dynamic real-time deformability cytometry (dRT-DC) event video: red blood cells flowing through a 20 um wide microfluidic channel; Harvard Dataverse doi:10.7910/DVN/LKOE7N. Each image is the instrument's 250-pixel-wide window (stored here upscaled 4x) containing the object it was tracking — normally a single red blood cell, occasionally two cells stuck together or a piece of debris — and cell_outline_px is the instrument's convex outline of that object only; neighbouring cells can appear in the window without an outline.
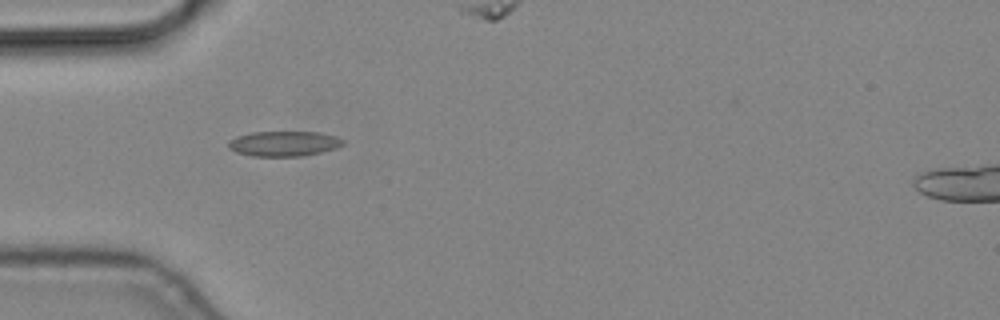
{"species": "common noctule bat (a hibernating species)", "species_latin": "Nyctalus noctula", "temperature_condition": "cold", "stored_images_in_passage": 4, "camera_frame_rate_fps": 3000, "um_per_image_px": 0.085, "animal": {"sex": "male", "body_mass_g": 19.2, "forearm_length_mm": 51.8}, "frame": {"image": 1, "passage_image": 2, "time_ms": 0.333, "image_size_px": [1000, 320], "cell_outline_px": [[344, 144], [336, 148], [320, 152], [300, 156], [252, 156], [236, 152], [228, 148], [228, 140], [236, 136], [252, 132], [320, 132], [336, 136], [344, 140]], "centroid_in_image_um": [24.11, 12.2], "position_along_channel_um": 60.9, "area_um2": 16.82}}
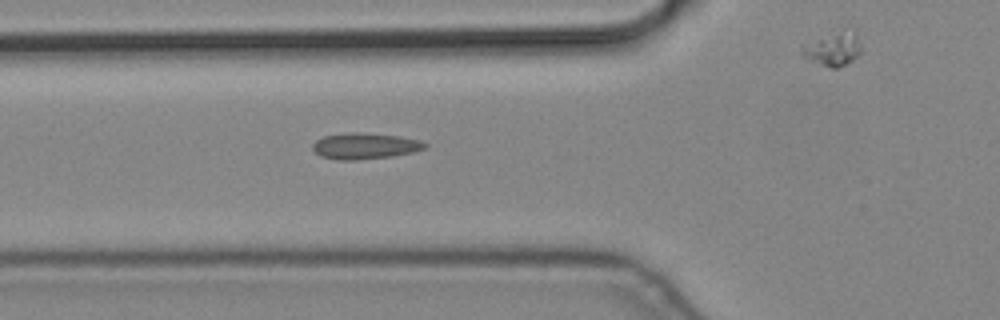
{"frame": {"image": 2, "passage_image": 3, "time_ms": 0.667, "image_size_px": [1000, 320], "cell_outline_px": [[428, 148], [412, 152], [392, 156], [356, 160], [336, 160], [320, 156], [312, 148], [312, 144], [316, 140], [324, 136], [352, 132], [360, 132], [400, 136], [420, 140], [428, 144]], "centroid_in_image_um": [31.03, 12.41], "position_along_channel_um": 94.8, "area_um2": 17.17}}